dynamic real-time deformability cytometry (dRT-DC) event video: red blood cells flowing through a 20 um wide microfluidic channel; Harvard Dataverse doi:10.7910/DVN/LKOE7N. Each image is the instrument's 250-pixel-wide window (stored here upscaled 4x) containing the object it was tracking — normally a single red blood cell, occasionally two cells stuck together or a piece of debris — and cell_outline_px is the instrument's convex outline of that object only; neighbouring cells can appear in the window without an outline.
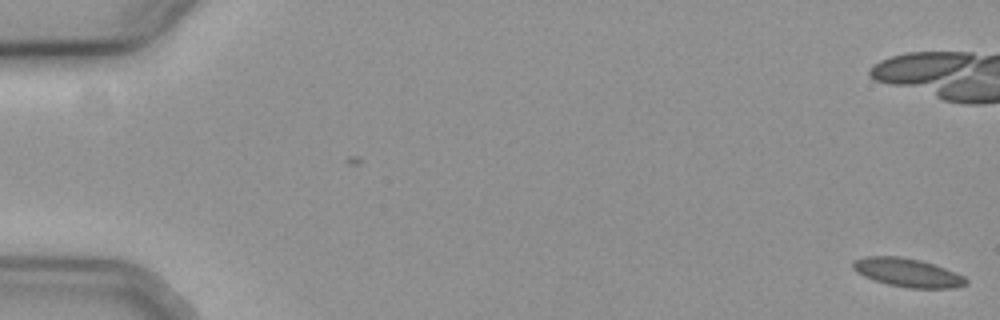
{"species": "common noctule bat (a hibernating species)", "species_latin": "Nyctalus noctula", "temperature_condition": "cold", "stored_images_in_passage": 5, "camera_frame_rate_fps": 3000, "um_per_image_px": 0.085, "animal": {"sex": "female", "body_mass_g": 19.3, "forearm_length_mm": 54.1}, "frame": {"image": 1, "passage_image": 5, "time_ms": 1.333, "image_size_px": [1000, 320], "cell_outline_px": [[968, 284], [956, 288], [908, 288], [888, 284], [872, 280], [856, 272], [852, 268], [852, 260], [864, 256], [896, 256], [920, 260], [944, 268], [964, 276], [968, 280]], "centroid_in_image_um": [77.11, 23.17], "position_along_channel_um": 7.9, "area_um2": 18.9}}